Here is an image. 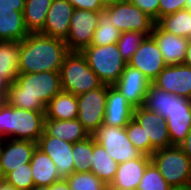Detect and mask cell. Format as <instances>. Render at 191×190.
Instances as JSON below:
<instances>
[{
    "instance_id": "6da1fadb",
    "label": "cell",
    "mask_w": 191,
    "mask_h": 190,
    "mask_svg": "<svg viewBox=\"0 0 191 190\" xmlns=\"http://www.w3.org/2000/svg\"><path fill=\"white\" fill-rule=\"evenodd\" d=\"M61 91L59 71L18 73L5 101L16 108L45 112L48 102Z\"/></svg>"
},
{
    "instance_id": "7a4b0ae2",
    "label": "cell",
    "mask_w": 191,
    "mask_h": 190,
    "mask_svg": "<svg viewBox=\"0 0 191 190\" xmlns=\"http://www.w3.org/2000/svg\"><path fill=\"white\" fill-rule=\"evenodd\" d=\"M70 51L65 41L41 33H29L20 42L18 73L60 71Z\"/></svg>"
},
{
    "instance_id": "3957f363",
    "label": "cell",
    "mask_w": 191,
    "mask_h": 190,
    "mask_svg": "<svg viewBox=\"0 0 191 190\" xmlns=\"http://www.w3.org/2000/svg\"><path fill=\"white\" fill-rule=\"evenodd\" d=\"M45 112L31 111L0 101V133L5 139L38 142L44 132Z\"/></svg>"
},
{
    "instance_id": "277c9868",
    "label": "cell",
    "mask_w": 191,
    "mask_h": 190,
    "mask_svg": "<svg viewBox=\"0 0 191 190\" xmlns=\"http://www.w3.org/2000/svg\"><path fill=\"white\" fill-rule=\"evenodd\" d=\"M59 72L62 91L76 96L104 84L90 69L85 56L78 51H70L66 55Z\"/></svg>"
},
{
    "instance_id": "5b68a950",
    "label": "cell",
    "mask_w": 191,
    "mask_h": 190,
    "mask_svg": "<svg viewBox=\"0 0 191 190\" xmlns=\"http://www.w3.org/2000/svg\"><path fill=\"white\" fill-rule=\"evenodd\" d=\"M150 157L173 189L187 190L191 187V160L180 146L158 149Z\"/></svg>"
},
{
    "instance_id": "8992f818",
    "label": "cell",
    "mask_w": 191,
    "mask_h": 190,
    "mask_svg": "<svg viewBox=\"0 0 191 190\" xmlns=\"http://www.w3.org/2000/svg\"><path fill=\"white\" fill-rule=\"evenodd\" d=\"M81 53L85 56L90 69L107 85H114L128 64L120 54L117 43L104 46L90 45Z\"/></svg>"
},
{
    "instance_id": "52a82bcc",
    "label": "cell",
    "mask_w": 191,
    "mask_h": 190,
    "mask_svg": "<svg viewBox=\"0 0 191 190\" xmlns=\"http://www.w3.org/2000/svg\"><path fill=\"white\" fill-rule=\"evenodd\" d=\"M92 136L117 164L139 158L142 155L129 140L125 127L102 124Z\"/></svg>"
},
{
    "instance_id": "ba28073f",
    "label": "cell",
    "mask_w": 191,
    "mask_h": 190,
    "mask_svg": "<svg viewBox=\"0 0 191 190\" xmlns=\"http://www.w3.org/2000/svg\"><path fill=\"white\" fill-rule=\"evenodd\" d=\"M105 9L109 12L111 21L119 31H137L151 36L156 22L128 0L111 4Z\"/></svg>"
},
{
    "instance_id": "9c48e42d",
    "label": "cell",
    "mask_w": 191,
    "mask_h": 190,
    "mask_svg": "<svg viewBox=\"0 0 191 190\" xmlns=\"http://www.w3.org/2000/svg\"><path fill=\"white\" fill-rule=\"evenodd\" d=\"M78 121L92 135L102 124L107 101V84L77 96Z\"/></svg>"
},
{
    "instance_id": "30bf717a",
    "label": "cell",
    "mask_w": 191,
    "mask_h": 190,
    "mask_svg": "<svg viewBox=\"0 0 191 190\" xmlns=\"http://www.w3.org/2000/svg\"><path fill=\"white\" fill-rule=\"evenodd\" d=\"M100 12L75 9L70 22L69 34L65 43L69 51L81 52L90 46L94 31L98 26Z\"/></svg>"
},
{
    "instance_id": "8fae6325",
    "label": "cell",
    "mask_w": 191,
    "mask_h": 190,
    "mask_svg": "<svg viewBox=\"0 0 191 190\" xmlns=\"http://www.w3.org/2000/svg\"><path fill=\"white\" fill-rule=\"evenodd\" d=\"M133 118L143 127L146 140H150V156L158 149L172 146L167 122L158 113L140 106L134 109Z\"/></svg>"
},
{
    "instance_id": "7c38bea8",
    "label": "cell",
    "mask_w": 191,
    "mask_h": 190,
    "mask_svg": "<svg viewBox=\"0 0 191 190\" xmlns=\"http://www.w3.org/2000/svg\"><path fill=\"white\" fill-rule=\"evenodd\" d=\"M128 65L140 70L151 82L167 66L152 36H146L140 47L128 61Z\"/></svg>"
},
{
    "instance_id": "4fadbf2b",
    "label": "cell",
    "mask_w": 191,
    "mask_h": 190,
    "mask_svg": "<svg viewBox=\"0 0 191 190\" xmlns=\"http://www.w3.org/2000/svg\"><path fill=\"white\" fill-rule=\"evenodd\" d=\"M37 147L52 159L62 178L74 172L73 143L49 136L44 131L37 142Z\"/></svg>"
},
{
    "instance_id": "5bb4252c",
    "label": "cell",
    "mask_w": 191,
    "mask_h": 190,
    "mask_svg": "<svg viewBox=\"0 0 191 190\" xmlns=\"http://www.w3.org/2000/svg\"><path fill=\"white\" fill-rule=\"evenodd\" d=\"M151 83L171 94L191 99V67L183 63L167 65Z\"/></svg>"
},
{
    "instance_id": "9a60e30c",
    "label": "cell",
    "mask_w": 191,
    "mask_h": 190,
    "mask_svg": "<svg viewBox=\"0 0 191 190\" xmlns=\"http://www.w3.org/2000/svg\"><path fill=\"white\" fill-rule=\"evenodd\" d=\"M150 84L151 81L140 70L127 64L113 86L134 108H138L143 105Z\"/></svg>"
},
{
    "instance_id": "2e32d148",
    "label": "cell",
    "mask_w": 191,
    "mask_h": 190,
    "mask_svg": "<svg viewBox=\"0 0 191 190\" xmlns=\"http://www.w3.org/2000/svg\"><path fill=\"white\" fill-rule=\"evenodd\" d=\"M172 146H180L191 130V99L174 94L173 112L165 119Z\"/></svg>"
},
{
    "instance_id": "e0dca14e",
    "label": "cell",
    "mask_w": 191,
    "mask_h": 190,
    "mask_svg": "<svg viewBox=\"0 0 191 190\" xmlns=\"http://www.w3.org/2000/svg\"><path fill=\"white\" fill-rule=\"evenodd\" d=\"M36 147L37 143L33 141L5 139L0 146V162L5 176L30 163Z\"/></svg>"
},
{
    "instance_id": "ac0fdd59",
    "label": "cell",
    "mask_w": 191,
    "mask_h": 190,
    "mask_svg": "<svg viewBox=\"0 0 191 190\" xmlns=\"http://www.w3.org/2000/svg\"><path fill=\"white\" fill-rule=\"evenodd\" d=\"M74 10L75 8L67 0H53L44 27L39 33L65 41Z\"/></svg>"
},
{
    "instance_id": "d6986e66",
    "label": "cell",
    "mask_w": 191,
    "mask_h": 190,
    "mask_svg": "<svg viewBox=\"0 0 191 190\" xmlns=\"http://www.w3.org/2000/svg\"><path fill=\"white\" fill-rule=\"evenodd\" d=\"M134 107L113 85H107V101L103 125L125 127L133 118Z\"/></svg>"
},
{
    "instance_id": "ffe728a7",
    "label": "cell",
    "mask_w": 191,
    "mask_h": 190,
    "mask_svg": "<svg viewBox=\"0 0 191 190\" xmlns=\"http://www.w3.org/2000/svg\"><path fill=\"white\" fill-rule=\"evenodd\" d=\"M151 36L156 41L166 65L183 63L189 38L164 32L156 24L154 25Z\"/></svg>"
},
{
    "instance_id": "44dd1931",
    "label": "cell",
    "mask_w": 191,
    "mask_h": 190,
    "mask_svg": "<svg viewBox=\"0 0 191 190\" xmlns=\"http://www.w3.org/2000/svg\"><path fill=\"white\" fill-rule=\"evenodd\" d=\"M151 157L142 154L139 158L118 164L114 180L108 188L137 189Z\"/></svg>"
},
{
    "instance_id": "7402d4cb",
    "label": "cell",
    "mask_w": 191,
    "mask_h": 190,
    "mask_svg": "<svg viewBox=\"0 0 191 190\" xmlns=\"http://www.w3.org/2000/svg\"><path fill=\"white\" fill-rule=\"evenodd\" d=\"M44 131L49 136L57 137L73 144L86 140L91 136L77 118L72 120L45 119Z\"/></svg>"
},
{
    "instance_id": "603a6c76",
    "label": "cell",
    "mask_w": 191,
    "mask_h": 190,
    "mask_svg": "<svg viewBox=\"0 0 191 190\" xmlns=\"http://www.w3.org/2000/svg\"><path fill=\"white\" fill-rule=\"evenodd\" d=\"M32 178L35 186H51L63 179L52 159L36 147L31 162Z\"/></svg>"
},
{
    "instance_id": "cb8c5ba5",
    "label": "cell",
    "mask_w": 191,
    "mask_h": 190,
    "mask_svg": "<svg viewBox=\"0 0 191 190\" xmlns=\"http://www.w3.org/2000/svg\"><path fill=\"white\" fill-rule=\"evenodd\" d=\"M78 116L77 96L65 91L59 92L45 109V119L72 120Z\"/></svg>"
},
{
    "instance_id": "d4e9b609",
    "label": "cell",
    "mask_w": 191,
    "mask_h": 190,
    "mask_svg": "<svg viewBox=\"0 0 191 190\" xmlns=\"http://www.w3.org/2000/svg\"><path fill=\"white\" fill-rule=\"evenodd\" d=\"M29 34L24 24L23 12L0 10V41L24 40Z\"/></svg>"
},
{
    "instance_id": "484cf974",
    "label": "cell",
    "mask_w": 191,
    "mask_h": 190,
    "mask_svg": "<svg viewBox=\"0 0 191 190\" xmlns=\"http://www.w3.org/2000/svg\"><path fill=\"white\" fill-rule=\"evenodd\" d=\"M118 164L93 137L91 172L107 185L114 180Z\"/></svg>"
},
{
    "instance_id": "4316f807",
    "label": "cell",
    "mask_w": 191,
    "mask_h": 190,
    "mask_svg": "<svg viewBox=\"0 0 191 190\" xmlns=\"http://www.w3.org/2000/svg\"><path fill=\"white\" fill-rule=\"evenodd\" d=\"M53 0H26L23 12L24 24L29 33L40 32Z\"/></svg>"
},
{
    "instance_id": "83f0119b",
    "label": "cell",
    "mask_w": 191,
    "mask_h": 190,
    "mask_svg": "<svg viewBox=\"0 0 191 190\" xmlns=\"http://www.w3.org/2000/svg\"><path fill=\"white\" fill-rule=\"evenodd\" d=\"M142 107L151 112L158 113L165 120L169 114L173 112L174 94L157 88L151 83L148 87Z\"/></svg>"
},
{
    "instance_id": "f1b7e54d",
    "label": "cell",
    "mask_w": 191,
    "mask_h": 190,
    "mask_svg": "<svg viewBox=\"0 0 191 190\" xmlns=\"http://www.w3.org/2000/svg\"><path fill=\"white\" fill-rule=\"evenodd\" d=\"M156 25L164 32L191 38V11L183 9L172 15L161 17L156 21Z\"/></svg>"
},
{
    "instance_id": "f546056e",
    "label": "cell",
    "mask_w": 191,
    "mask_h": 190,
    "mask_svg": "<svg viewBox=\"0 0 191 190\" xmlns=\"http://www.w3.org/2000/svg\"><path fill=\"white\" fill-rule=\"evenodd\" d=\"M19 41H0V74L10 82L18 75Z\"/></svg>"
},
{
    "instance_id": "4dcf8cb0",
    "label": "cell",
    "mask_w": 191,
    "mask_h": 190,
    "mask_svg": "<svg viewBox=\"0 0 191 190\" xmlns=\"http://www.w3.org/2000/svg\"><path fill=\"white\" fill-rule=\"evenodd\" d=\"M119 31L113 24L109 12L104 8L100 11L98 26L94 31L93 39L90 45L104 46L117 43L120 38Z\"/></svg>"
},
{
    "instance_id": "1f68e13d",
    "label": "cell",
    "mask_w": 191,
    "mask_h": 190,
    "mask_svg": "<svg viewBox=\"0 0 191 190\" xmlns=\"http://www.w3.org/2000/svg\"><path fill=\"white\" fill-rule=\"evenodd\" d=\"M74 172H90L93 156V136L73 144Z\"/></svg>"
},
{
    "instance_id": "d6a6232c",
    "label": "cell",
    "mask_w": 191,
    "mask_h": 190,
    "mask_svg": "<svg viewBox=\"0 0 191 190\" xmlns=\"http://www.w3.org/2000/svg\"><path fill=\"white\" fill-rule=\"evenodd\" d=\"M70 190H108V185L90 172H73L64 178Z\"/></svg>"
},
{
    "instance_id": "836d02e7",
    "label": "cell",
    "mask_w": 191,
    "mask_h": 190,
    "mask_svg": "<svg viewBox=\"0 0 191 190\" xmlns=\"http://www.w3.org/2000/svg\"><path fill=\"white\" fill-rule=\"evenodd\" d=\"M137 190H175L163 178L155 164L151 161L141 178Z\"/></svg>"
},
{
    "instance_id": "e575fe53",
    "label": "cell",
    "mask_w": 191,
    "mask_h": 190,
    "mask_svg": "<svg viewBox=\"0 0 191 190\" xmlns=\"http://www.w3.org/2000/svg\"><path fill=\"white\" fill-rule=\"evenodd\" d=\"M145 37V34L137 31L121 32L120 38L117 41V46L125 61L128 62L131 59Z\"/></svg>"
},
{
    "instance_id": "d590c367",
    "label": "cell",
    "mask_w": 191,
    "mask_h": 190,
    "mask_svg": "<svg viewBox=\"0 0 191 190\" xmlns=\"http://www.w3.org/2000/svg\"><path fill=\"white\" fill-rule=\"evenodd\" d=\"M129 140L142 154L150 156V140H146L143 127L132 118L125 126Z\"/></svg>"
},
{
    "instance_id": "8d00e7d4",
    "label": "cell",
    "mask_w": 191,
    "mask_h": 190,
    "mask_svg": "<svg viewBox=\"0 0 191 190\" xmlns=\"http://www.w3.org/2000/svg\"><path fill=\"white\" fill-rule=\"evenodd\" d=\"M5 181L16 187L18 190H30L35 186L30 163L24 164V167H19L11 171L6 176Z\"/></svg>"
},
{
    "instance_id": "74e56055",
    "label": "cell",
    "mask_w": 191,
    "mask_h": 190,
    "mask_svg": "<svg viewBox=\"0 0 191 190\" xmlns=\"http://www.w3.org/2000/svg\"><path fill=\"white\" fill-rule=\"evenodd\" d=\"M155 22L159 19V0H128Z\"/></svg>"
},
{
    "instance_id": "f35d334b",
    "label": "cell",
    "mask_w": 191,
    "mask_h": 190,
    "mask_svg": "<svg viewBox=\"0 0 191 190\" xmlns=\"http://www.w3.org/2000/svg\"><path fill=\"white\" fill-rule=\"evenodd\" d=\"M186 0H159V18L185 9Z\"/></svg>"
},
{
    "instance_id": "ab89813d",
    "label": "cell",
    "mask_w": 191,
    "mask_h": 190,
    "mask_svg": "<svg viewBox=\"0 0 191 190\" xmlns=\"http://www.w3.org/2000/svg\"><path fill=\"white\" fill-rule=\"evenodd\" d=\"M75 9L100 12L105 7L100 0H67Z\"/></svg>"
},
{
    "instance_id": "60d3db41",
    "label": "cell",
    "mask_w": 191,
    "mask_h": 190,
    "mask_svg": "<svg viewBox=\"0 0 191 190\" xmlns=\"http://www.w3.org/2000/svg\"><path fill=\"white\" fill-rule=\"evenodd\" d=\"M26 0H0V10H15L24 12Z\"/></svg>"
},
{
    "instance_id": "b9f144b4",
    "label": "cell",
    "mask_w": 191,
    "mask_h": 190,
    "mask_svg": "<svg viewBox=\"0 0 191 190\" xmlns=\"http://www.w3.org/2000/svg\"><path fill=\"white\" fill-rule=\"evenodd\" d=\"M10 81L0 74V101H5L8 94Z\"/></svg>"
},
{
    "instance_id": "7bdbcfd3",
    "label": "cell",
    "mask_w": 191,
    "mask_h": 190,
    "mask_svg": "<svg viewBox=\"0 0 191 190\" xmlns=\"http://www.w3.org/2000/svg\"><path fill=\"white\" fill-rule=\"evenodd\" d=\"M183 149V152L190 158L191 160V130L187 134L185 141L180 145Z\"/></svg>"
},
{
    "instance_id": "ee69618b",
    "label": "cell",
    "mask_w": 191,
    "mask_h": 190,
    "mask_svg": "<svg viewBox=\"0 0 191 190\" xmlns=\"http://www.w3.org/2000/svg\"><path fill=\"white\" fill-rule=\"evenodd\" d=\"M51 190H70L67 181L63 178L51 185Z\"/></svg>"
},
{
    "instance_id": "f6af8a7d",
    "label": "cell",
    "mask_w": 191,
    "mask_h": 190,
    "mask_svg": "<svg viewBox=\"0 0 191 190\" xmlns=\"http://www.w3.org/2000/svg\"><path fill=\"white\" fill-rule=\"evenodd\" d=\"M183 64L191 67V38H189V43L187 45L185 59L183 61Z\"/></svg>"
},
{
    "instance_id": "bcb514c9",
    "label": "cell",
    "mask_w": 191,
    "mask_h": 190,
    "mask_svg": "<svg viewBox=\"0 0 191 190\" xmlns=\"http://www.w3.org/2000/svg\"><path fill=\"white\" fill-rule=\"evenodd\" d=\"M0 190H18L13 185L8 184L6 181L0 183Z\"/></svg>"
},
{
    "instance_id": "7dc6e473",
    "label": "cell",
    "mask_w": 191,
    "mask_h": 190,
    "mask_svg": "<svg viewBox=\"0 0 191 190\" xmlns=\"http://www.w3.org/2000/svg\"><path fill=\"white\" fill-rule=\"evenodd\" d=\"M121 1H124V0H100V2L102 3L104 7L109 6L111 4H115L117 2H121Z\"/></svg>"
},
{
    "instance_id": "c3c4849f",
    "label": "cell",
    "mask_w": 191,
    "mask_h": 190,
    "mask_svg": "<svg viewBox=\"0 0 191 190\" xmlns=\"http://www.w3.org/2000/svg\"><path fill=\"white\" fill-rule=\"evenodd\" d=\"M30 190H51V186H34Z\"/></svg>"
},
{
    "instance_id": "681fc988",
    "label": "cell",
    "mask_w": 191,
    "mask_h": 190,
    "mask_svg": "<svg viewBox=\"0 0 191 190\" xmlns=\"http://www.w3.org/2000/svg\"><path fill=\"white\" fill-rule=\"evenodd\" d=\"M5 179H6V176H5L4 172H3L2 165H1V162H0V183L5 182Z\"/></svg>"
},
{
    "instance_id": "f907efd6",
    "label": "cell",
    "mask_w": 191,
    "mask_h": 190,
    "mask_svg": "<svg viewBox=\"0 0 191 190\" xmlns=\"http://www.w3.org/2000/svg\"><path fill=\"white\" fill-rule=\"evenodd\" d=\"M185 9H188L191 11V0H186Z\"/></svg>"
},
{
    "instance_id": "816d5d0a",
    "label": "cell",
    "mask_w": 191,
    "mask_h": 190,
    "mask_svg": "<svg viewBox=\"0 0 191 190\" xmlns=\"http://www.w3.org/2000/svg\"><path fill=\"white\" fill-rule=\"evenodd\" d=\"M5 137L0 133V146L4 143Z\"/></svg>"
},
{
    "instance_id": "f5cc1de1",
    "label": "cell",
    "mask_w": 191,
    "mask_h": 190,
    "mask_svg": "<svg viewBox=\"0 0 191 190\" xmlns=\"http://www.w3.org/2000/svg\"><path fill=\"white\" fill-rule=\"evenodd\" d=\"M108 190H137V189L108 188Z\"/></svg>"
}]
</instances>
